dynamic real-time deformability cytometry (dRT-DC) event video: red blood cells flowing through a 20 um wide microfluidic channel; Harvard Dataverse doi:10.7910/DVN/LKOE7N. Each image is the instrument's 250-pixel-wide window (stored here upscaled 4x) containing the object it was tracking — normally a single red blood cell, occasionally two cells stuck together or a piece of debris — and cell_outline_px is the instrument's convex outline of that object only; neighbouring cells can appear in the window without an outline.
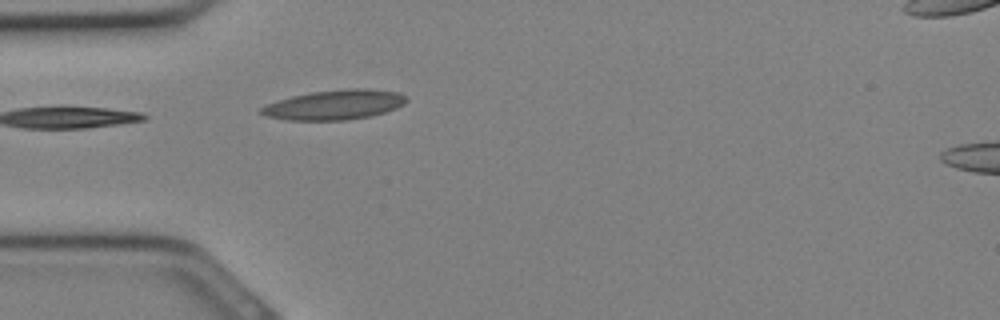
{"species": "Egyptian fruit bat (a non-hibernating species)", "species_latin": "Rousettus aegyptiacus", "temperature_condition": "cold", "stored_images_in_passage": 11, "camera_frame_rate_fps": 3000, "um_per_image_px": 0.085, "animal": {"sex": "female"}, "frame": {"image": 1, "passage_image": 1, "time_ms": 0.0, "image_size_px": [1000, 320], "cell_outline_px": [[408, 100], [404, 104], [396, 108], [372, 116], [344, 120], [288, 120], [264, 116], [260, 112], [260, 108], [268, 104], [292, 96], [312, 92], [348, 88], [364, 88], [400, 92], [408, 96]], "centroid_in_image_um": [28.49, 8.9], "position_along_channel_um": 56.5, "area_um2": 25.2}}
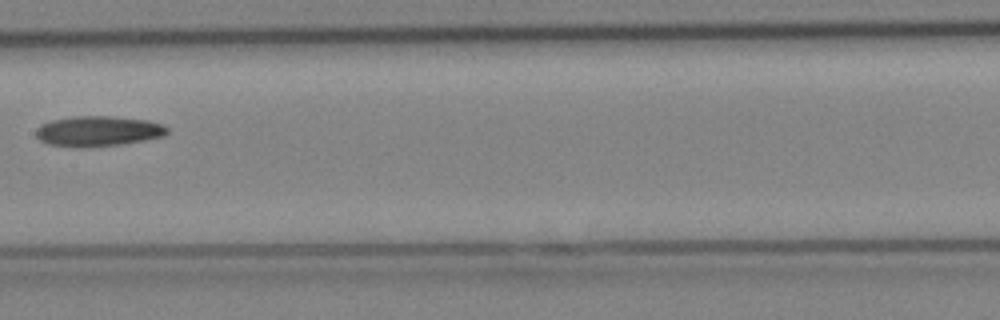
{"frame": {"image": 2, "passage_image": 8, "time_ms": 2.333, "image_size_px": [1000, 320], "cell_outline_px": [[168, 132], [164, 136], [144, 140], [120, 144], [88, 148], [80, 148], [48, 144], [40, 140], [36, 136], [36, 128], [40, 124], [52, 120], [76, 116], [112, 116], [148, 120], [164, 124], [168, 128]], "centroid_in_image_um": [8.34, 11.15], "position_along_channel_um": 199.1, "area_um2": 23.41}}
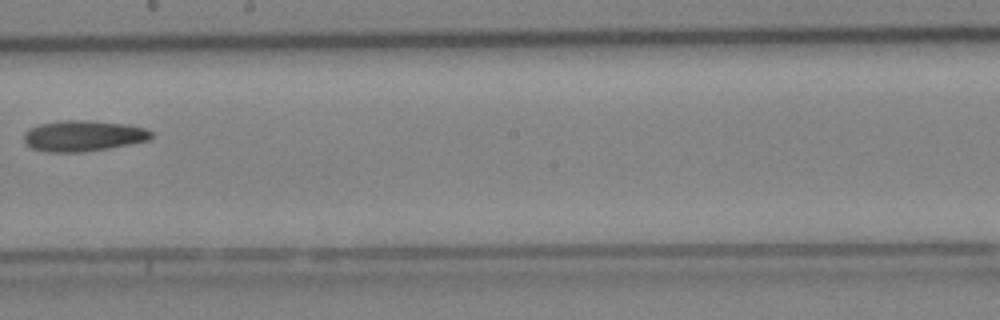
{"frame": {"image": 3, "passage_image": 10, "time_ms": 3.0, "image_size_px": [1000, 320], "cell_outline_px": [[152, 136], [148, 140], [108, 148], [84, 152], [44, 152], [32, 148], [24, 140], [24, 132], [28, 128], [40, 124], [64, 120], [92, 120], [128, 124], [144, 128], [152, 132]], "centroid_in_image_um": [7.05, 11.54], "position_along_channel_um": 241.1, "area_um2": 22.95}}